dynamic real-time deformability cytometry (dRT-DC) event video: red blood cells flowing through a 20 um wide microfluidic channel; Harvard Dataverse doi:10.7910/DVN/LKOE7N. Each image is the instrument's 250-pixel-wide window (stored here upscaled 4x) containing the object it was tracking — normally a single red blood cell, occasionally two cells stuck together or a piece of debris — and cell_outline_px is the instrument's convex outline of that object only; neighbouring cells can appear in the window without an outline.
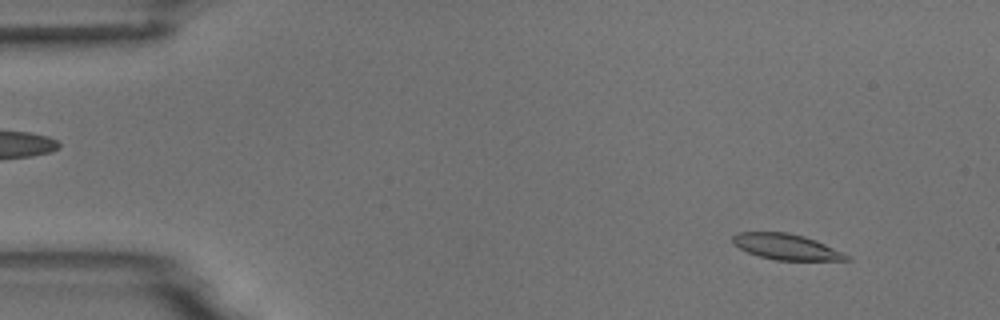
{"species": "common noctule bat (a hibernating species)", "species_latin": "Nyctalus noctula", "temperature_condition": "room temperature", "stored_images_in_passage": 4, "camera_frame_rate_fps": 3000, "um_per_image_px": 0.085, "animal": {"sex": "male", "body_mass_g": 18.8}, "frame": {"image": 1, "passage_image": 1, "time_ms": 0.0, "image_size_px": [1000, 320], "cell_outline_px": [[852, 260], [776, 260], [760, 256], [748, 252], [740, 248], [732, 240], [732, 236], [736, 232], [788, 232], [804, 236], [816, 240], [844, 252], [852, 256]], "centroid_in_image_um": [66.89, 20.97], "position_along_channel_um": 18.1, "area_um2": 17.11}}
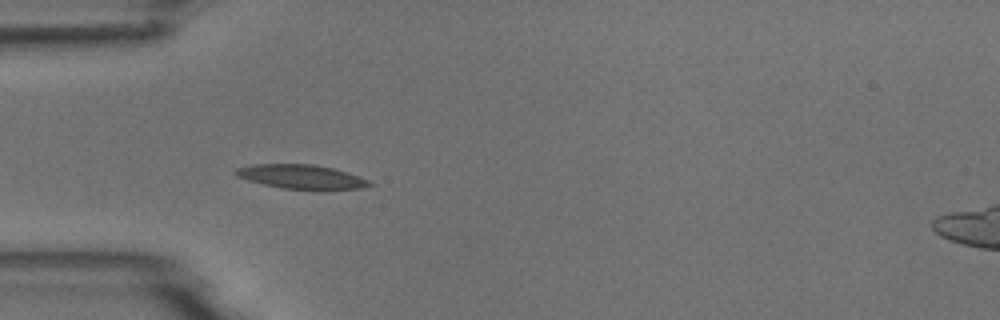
{"frame": {"image": 2, "passage_image": 4, "time_ms": 3.667, "image_size_px": [1000, 320], "cell_outline_px": [[376, 184], [360, 188], [280, 188], [248, 180], [236, 176], [232, 172], [236, 168], [252, 164], [312, 164], [332, 168], [348, 172], [368, 180]], "centroid_in_image_um": [25.55, 14.99], "position_along_channel_um": 59.4, "area_um2": 18.38}}